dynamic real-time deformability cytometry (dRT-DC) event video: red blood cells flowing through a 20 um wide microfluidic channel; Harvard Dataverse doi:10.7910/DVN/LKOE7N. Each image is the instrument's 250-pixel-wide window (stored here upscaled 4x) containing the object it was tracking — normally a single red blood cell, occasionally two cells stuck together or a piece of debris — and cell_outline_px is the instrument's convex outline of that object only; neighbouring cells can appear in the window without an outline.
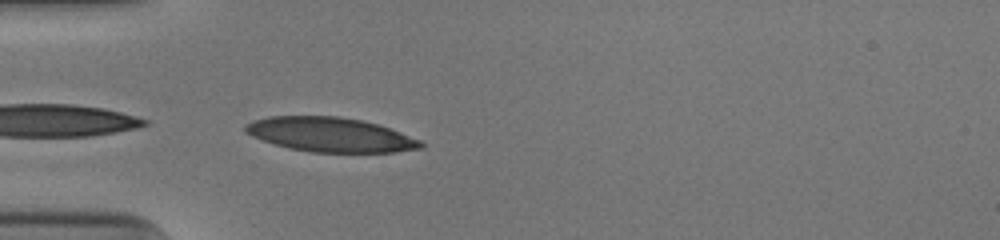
{"species": "human", "species_latin": "Homo sapiens", "temperature_condition": "cold", "stored_images_in_passage": 36, "camera_frame_rate_fps": 3000, "um_per_image_px": 0.085, "donor": {"sex": "male"}, "frame": {"image": 1, "passage_image": 1, "time_ms": 0.0, "image_size_px": [1000, 240], "cell_outline_px": [[424, 148], [396, 152], [312, 152], [288, 148], [252, 136], [244, 132], [244, 124], [252, 120], [268, 116], [340, 116], [364, 120], [400, 132], [420, 140], [424, 144]], "centroid_in_image_um": [28.06, 11.44], "position_along_channel_um": 56.9, "area_um2": 35.26}}
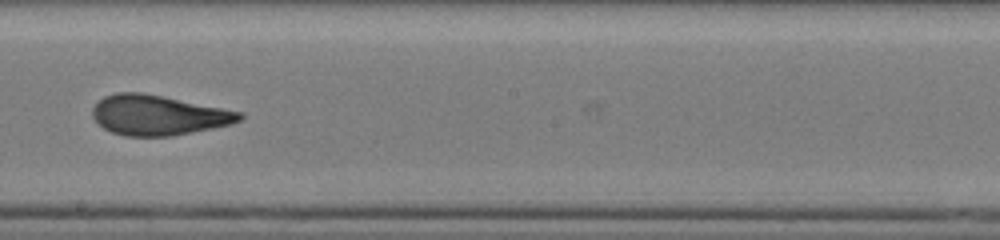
{"frame": {"image": 2, "passage_image": 15, "time_ms": 4.667, "image_size_px": [1000, 240], "cell_outline_px": [[244, 116], [240, 120], [232, 124], [172, 136], [124, 136], [112, 132], [104, 128], [92, 116], [92, 108], [104, 96], [116, 92], [140, 92], [244, 112]], "centroid_in_image_um": [13.46, 9.79], "position_along_channel_um": 234.7, "area_um2": 34.1}}
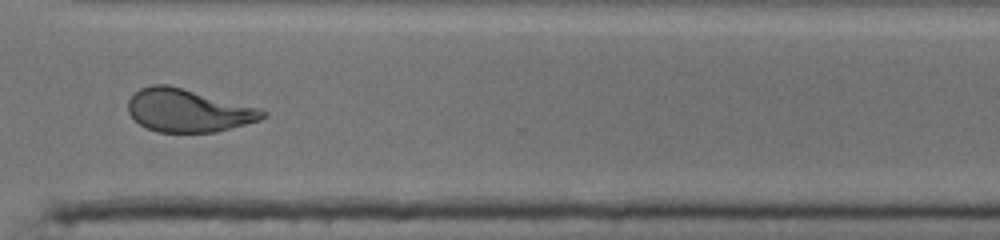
{"frame": {"image": 3, "passage_image": 24, "time_ms": 7.667, "image_size_px": [1000, 240], "cell_outline_px": [[268, 116], [260, 120], [216, 132], [156, 132], [144, 128], [128, 112], [128, 100], [140, 88], [152, 84], [168, 84], [264, 108], [268, 112]], "centroid_in_image_um": [16.05, 9.38], "position_along_channel_um": 354.6, "area_um2": 34.16}, "authors_computed_cell_mechanics": {"area_um2": 34.6511, "velocity_mm_per_s": 3.9893, "shape_relaxation_time_tau1_ms": 5.4791, "shape_relaxation_time_tau2_ms": 1.4075, "deformation_change_tau1": 0.218, "deformation_change_tau2": 0.0772}}